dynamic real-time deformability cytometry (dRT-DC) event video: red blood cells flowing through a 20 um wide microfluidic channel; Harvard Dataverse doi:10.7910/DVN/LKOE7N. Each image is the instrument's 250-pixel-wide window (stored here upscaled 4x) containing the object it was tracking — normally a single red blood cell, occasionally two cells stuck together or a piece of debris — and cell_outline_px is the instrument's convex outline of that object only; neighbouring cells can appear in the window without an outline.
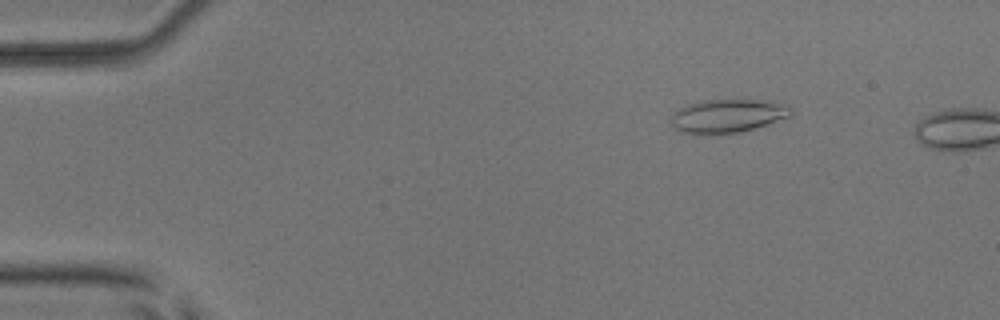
{"species": "common noctule bat (a hibernating species)", "species_latin": "Nyctalus noctula", "temperature_condition": "room temperature", "stored_images_in_passage": 11, "camera_frame_rate_fps": 3000, "um_per_image_px": 0.085, "animal": {"sex": "male", "body_mass_g": 17.9, "forearm_length_mm": 54.2}, "frame": {"image": 1, "passage_image": 8, "time_ms": 2.333, "image_size_px": [1000, 320], "cell_outline_px": [[792, 116], [740, 132], [708, 136], [680, 132], [672, 124], [672, 116], [680, 108], [688, 104], [700, 100], [740, 96], [788, 104], [792, 108]], "centroid_in_image_um": [61.89, 9.81], "position_along_channel_um": 23.1, "area_um2": 24.57}}